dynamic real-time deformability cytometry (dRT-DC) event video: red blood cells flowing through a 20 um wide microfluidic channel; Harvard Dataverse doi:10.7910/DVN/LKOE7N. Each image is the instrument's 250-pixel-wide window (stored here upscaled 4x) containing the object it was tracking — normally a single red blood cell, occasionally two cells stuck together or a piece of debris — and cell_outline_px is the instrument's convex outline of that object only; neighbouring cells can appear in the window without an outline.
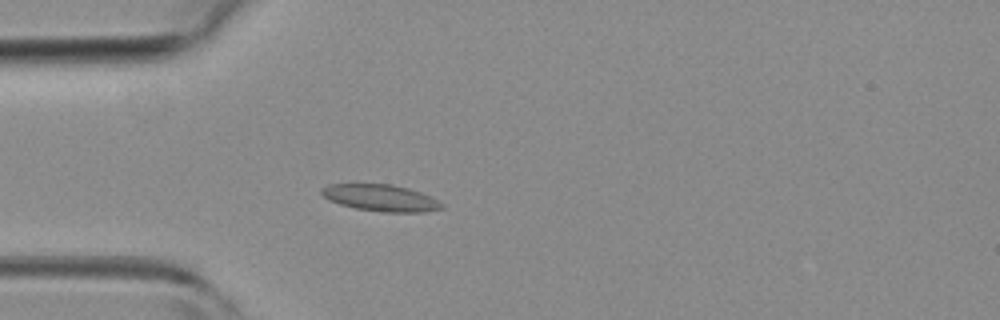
{"species": "common noctule bat (a hibernating species)", "species_latin": "Nyctalus noctula", "temperature_condition": "room temperature", "stored_images_in_passage": 3, "camera_frame_rate_fps": 3000, "um_per_image_px": 0.085, "animal": {"sex": "female", "body_mass_g": 19.3, "forearm_length_mm": 54.1}, "frame": {"image": 1, "passage_image": 3, "time_ms": 2.333, "image_size_px": [1000, 320], "cell_outline_px": [[444, 208], [424, 212], [384, 212], [356, 208], [340, 204], [328, 200], [320, 192], [320, 188], [328, 184], [392, 184], [408, 188], [420, 192], [444, 204]], "centroid_in_image_um": [32.33, 16.81], "position_along_channel_um": 52.7, "area_um2": 18.61}}